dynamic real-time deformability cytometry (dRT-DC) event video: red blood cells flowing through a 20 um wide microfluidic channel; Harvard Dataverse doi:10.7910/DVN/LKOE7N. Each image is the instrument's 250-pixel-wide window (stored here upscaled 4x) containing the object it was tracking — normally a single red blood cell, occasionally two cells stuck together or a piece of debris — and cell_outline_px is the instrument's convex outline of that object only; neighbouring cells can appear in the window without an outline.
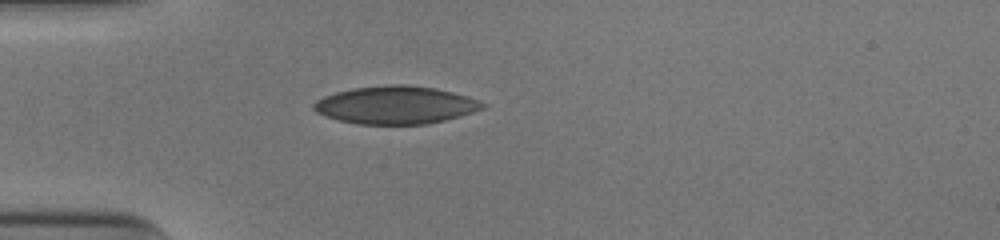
{"species": "human", "species_latin": "Homo sapiens", "temperature_condition": "cold", "stored_images_in_passage": 37, "camera_frame_rate_fps": 3000, "um_per_image_px": 0.085, "donor": {"sex": "male"}, "frame": {"image": 1, "passage_image": 1, "time_ms": 0.0, "image_size_px": [1000, 240], "cell_outline_px": [[488, 104], [484, 108], [472, 112], [444, 120], [428, 124], [356, 124], [340, 120], [316, 112], [312, 108], [312, 104], [316, 100], [324, 96], [336, 92], [352, 88], [388, 84], [408, 84], [432, 88], [464, 96]], "centroid_in_image_um": [33.58, 8.92], "position_along_channel_um": 51.4, "area_um2": 36.88}}
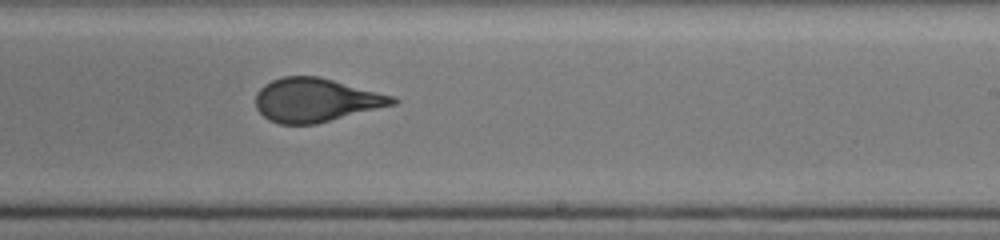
{"frame": {"image": 2, "passage_image": 18, "time_ms": 5.667, "image_size_px": [1000, 240], "cell_outline_px": [[400, 100], [396, 104], [316, 124], [280, 124], [268, 120], [256, 108], [256, 92], [264, 84], [272, 80], [284, 76], [320, 76], [392, 96]], "centroid_in_image_um": [26.82, 8.5], "position_along_channel_um": 262.2, "area_um2": 34.8}}
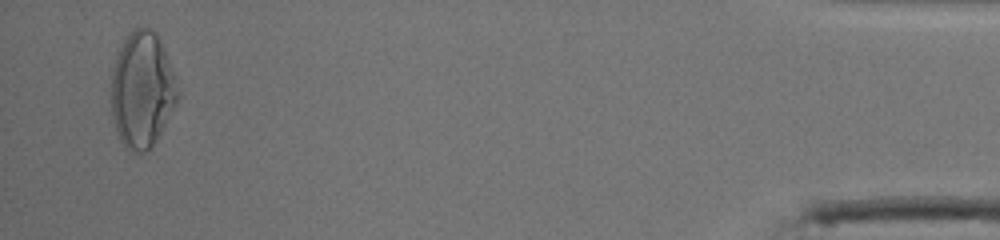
{"frame": {"image": 3, "passage_image": 36, "time_ms": 11.667, "image_size_px": [1000, 240], "cell_outline_px": [[180, 96], [156, 140], [148, 152], [128, 152], [124, 148], [116, 132], [112, 120], [112, 68], [116, 52], [128, 32], [136, 28], [152, 28], [156, 32], [160, 40]], "centroid_in_image_um": [12.04, 7.66], "position_along_channel_um": 423.2, "area_um2": 44.85}, "authors_computed_cell_mechanics": {"area_um2": 35.4892, "velocity_mm_per_s": 3.9692, "shape_relaxation_time_tau1_ms": 8.6545, "shape_relaxation_time_tau2_ms": 0.6364, "deformation_change_tau1": 0.2416, "deformation_change_tau2": 0.0668}}